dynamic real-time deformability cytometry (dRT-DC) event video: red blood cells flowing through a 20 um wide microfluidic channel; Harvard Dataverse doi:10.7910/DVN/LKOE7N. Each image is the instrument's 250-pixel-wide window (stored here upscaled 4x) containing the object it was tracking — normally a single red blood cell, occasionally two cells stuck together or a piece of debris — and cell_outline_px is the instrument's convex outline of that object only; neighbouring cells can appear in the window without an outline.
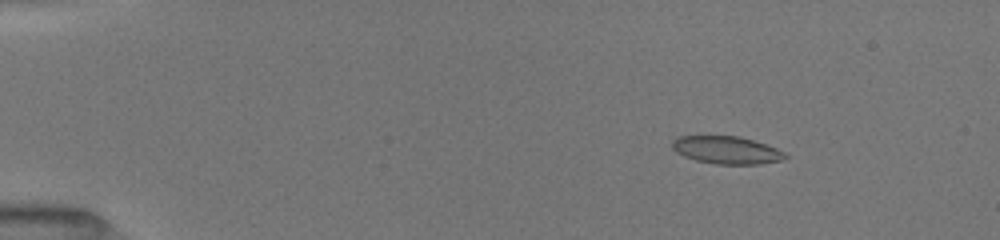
{"species": "common noctule bat (a hibernating species)", "species_latin": "Nyctalus noctula", "temperature_condition": "room temperature", "stored_images_in_passage": 52, "camera_frame_rate_fps": 3000, "um_per_image_px": 0.085, "animal": {"sex": "female", "body_mass_g": 19.5, "forearm_length_mm": 54.1}, "frame": {"image": 1, "passage_image": 8, "time_ms": 2.333, "image_size_px": [1000, 240], "cell_outline_px": [[788, 156], [780, 160], [760, 164], [716, 164], [696, 160], [684, 156], [676, 152], [672, 148], [672, 140], [676, 136], [740, 136], [776, 148], [784, 152]], "centroid_in_image_um": [61.72, 12.75], "position_along_channel_um": 23.3, "area_um2": 18.09}}
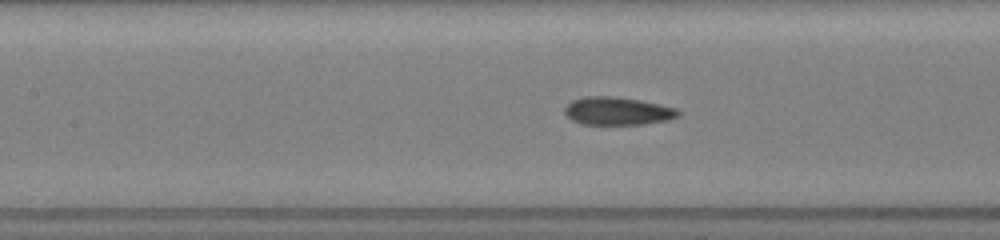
{"frame": {"image": 2, "passage_image": 25, "time_ms": 8.0, "image_size_px": [1000, 240], "cell_outline_px": [[680, 116], [668, 120], [644, 124], [580, 124], [572, 120], [564, 112], [564, 108], [572, 100], [584, 96], [616, 96], [640, 100], [660, 104], [676, 108], [680, 112]], "centroid_in_image_um": [52.5, 9.43], "position_along_channel_um": 154.9, "area_um2": 18.61}}
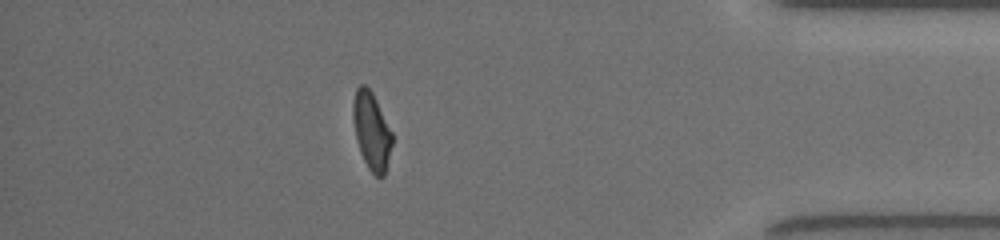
{"frame": {"image": 3, "passage_image": 46, "time_ms": 15.0, "image_size_px": [1000, 240], "cell_outline_px": [[392, 144], [384, 176], [376, 176], [368, 168], [360, 152], [356, 140], [352, 120], [352, 104], [356, 88], [360, 84], [364, 84], [372, 92], [392, 132]], "centroid_in_image_um": [31.55, 11.11], "position_along_channel_um": 403.6, "area_um2": 17.63}, "authors_computed_cell_mechanics": {"area_um2": 18.5249, "velocity_mm_per_s": 4.0468, "shape_relaxation_time_tau1_ms": 6.2613, "shape_relaxation_time_tau2_ms": 1.2958, "deformation_change_tau1": 0.1484, "deformation_change_tau2": 0.0811}}